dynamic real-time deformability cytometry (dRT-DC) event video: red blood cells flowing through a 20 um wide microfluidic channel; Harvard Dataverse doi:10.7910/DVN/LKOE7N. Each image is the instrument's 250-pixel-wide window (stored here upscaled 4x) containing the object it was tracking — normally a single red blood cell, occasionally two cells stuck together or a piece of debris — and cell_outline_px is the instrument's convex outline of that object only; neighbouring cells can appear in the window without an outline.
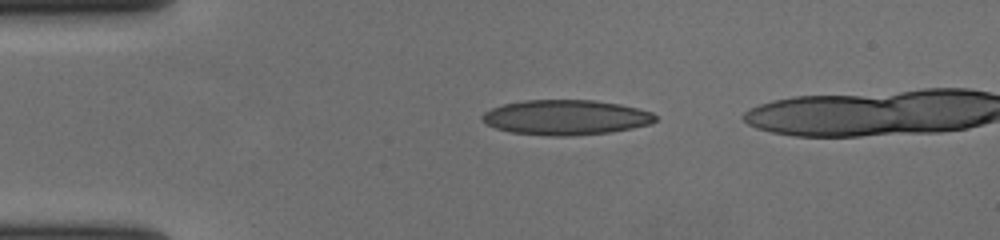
{"species": "human", "species_latin": "Homo sapiens", "temperature_condition": "cold", "stored_images_in_passage": 40, "camera_frame_rate_fps": 3000, "um_per_image_px": 0.085, "donor": {"sex": "female"}, "frame": {"image": 1, "passage_image": 1, "time_ms": 0.0, "image_size_px": [1000, 240], "cell_outline_px": [[656, 120], [652, 124], [632, 128], [608, 132], [576, 136], [548, 136], [512, 132], [496, 128], [484, 124], [480, 120], [480, 116], [484, 112], [492, 108], [504, 104], [524, 100], [592, 100], [620, 104], [652, 112], [656, 116]], "centroid_in_image_um": [48.07, 9.98], "position_along_channel_um": 36.9, "area_um2": 35.49}}
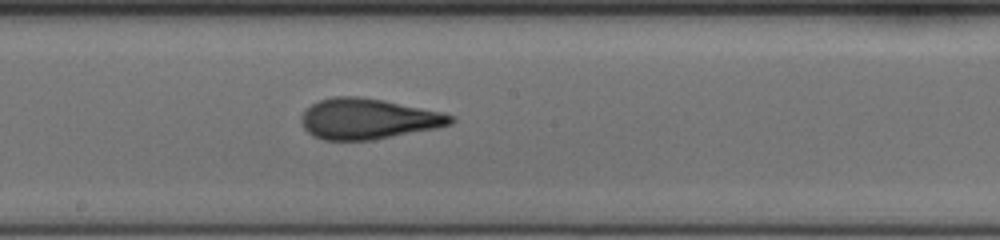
{"frame": {"image": 2, "passage_image": 19, "time_ms": 6.0, "image_size_px": [1000, 240], "cell_outline_px": [[456, 120], [452, 124], [436, 128], [372, 140], [324, 140], [312, 136], [304, 128], [300, 120], [300, 116], [304, 108], [320, 100], [332, 96], [356, 96], [384, 100], [440, 112], [456, 116]], "centroid_in_image_um": [31.25, 10.1], "position_along_channel_um": 217.0, "area_um2": 35.49}}
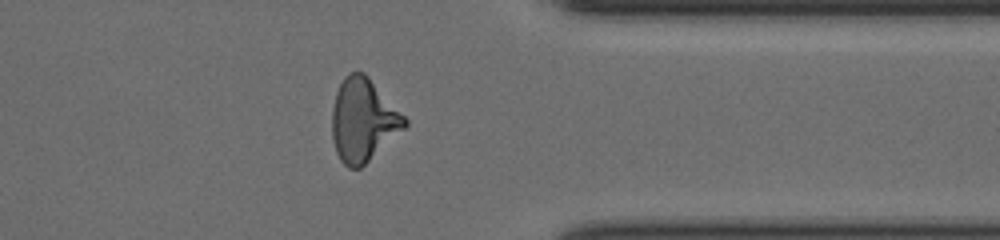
{"frame": {"image": 3, "passage_image": 33, "time_ms": 10.667, "image_size_px": [1000, 240], "cell_outline_px": [[408, 124], [404, 128], [360, 168], [348, 168], [340, 160], [336, 152], [332, 136], [332, 108], [336, 92], [344, 76], [348, 72], [364, 72], [368, 76], [408, 120]], "centroid_in_image_um": [30.84, 10.2], "position_along_channel_um": 380.6, "area_um2": 34.74}}